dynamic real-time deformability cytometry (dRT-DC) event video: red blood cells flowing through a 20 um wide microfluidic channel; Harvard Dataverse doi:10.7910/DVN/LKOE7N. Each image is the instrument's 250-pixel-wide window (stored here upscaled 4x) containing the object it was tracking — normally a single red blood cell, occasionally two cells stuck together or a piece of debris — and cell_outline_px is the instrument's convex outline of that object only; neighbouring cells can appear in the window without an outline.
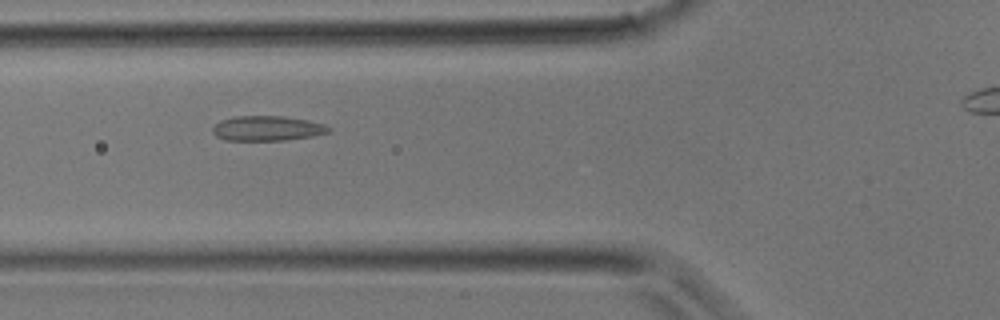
{"species": "common noctule bat (a hibernating species)", "species_latin": "Nyctalus noctula", "temperature_condition": "room temperature", "stored_images_in_passage": 25, "camera_frame_rate_fps": 3000, "um_per_image_px": 0.085, "animal": {"sex": "male", "body_mass_g": 17.9}, "frame": {"image": 1, "passage_image": 5, "time_ms": 1.333, "image_size_px": [1000, 320], "cell_outline_px": [[332, 128], [328, 132], [312, 136], [288, 140], [224, 140], [216, 136], [212, 132], [212, 128], [220, 120], [236, 116], [284, 116], [308, 120], [324, 124]], "centroid_in_image_um": [22.71, 10.91], "position_along_channel_um": 103.1, "area_um2": 16.88}}
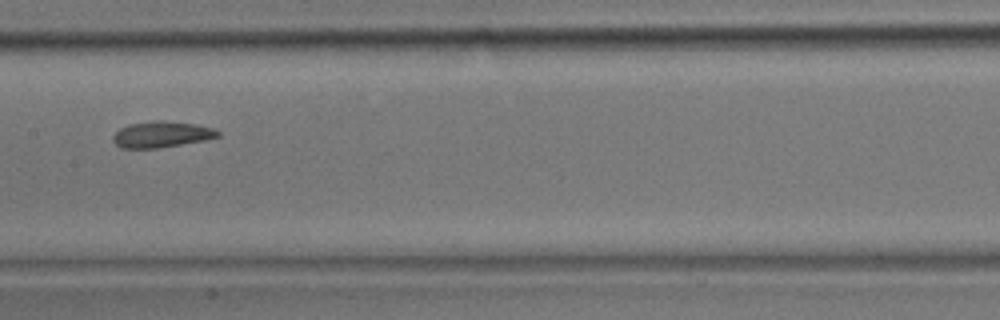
{"frame": {"image": 2, "passage_image": 10, "time_ms": 3.0, "image_size_px": [1000, 320], "cell_outline_px": [[220, 136], [204, 140], [156, 148], [120, 148], [112, 140], [112, 136], [120, 128], [128, 124], [152, 120], [160, 120], [196, 124], [212, 128], [220, 132]], "centroid_in_image_um": [13.69, 11.41], "position_along_channel_um": 193.7, "area_um2": 15.9}}
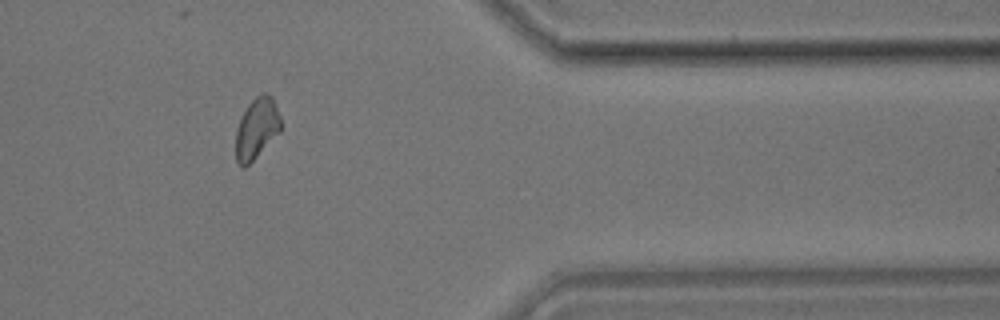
{"frame": {"image": 3, "passage_image": 22, "time_ms": 7.0, "image_size_px": [1000, 320], "cell_outline_px": [[280, 132], [244, 168], [236, 160], [236, 128], [248, 104], [256, 96], [264, 92], [268, 92], [272, 96], [280, 116]], "centroid_in_image_um": [21.82, 10.88], "position_along_channel_um": 389.6, "area_um2": 15.72}}